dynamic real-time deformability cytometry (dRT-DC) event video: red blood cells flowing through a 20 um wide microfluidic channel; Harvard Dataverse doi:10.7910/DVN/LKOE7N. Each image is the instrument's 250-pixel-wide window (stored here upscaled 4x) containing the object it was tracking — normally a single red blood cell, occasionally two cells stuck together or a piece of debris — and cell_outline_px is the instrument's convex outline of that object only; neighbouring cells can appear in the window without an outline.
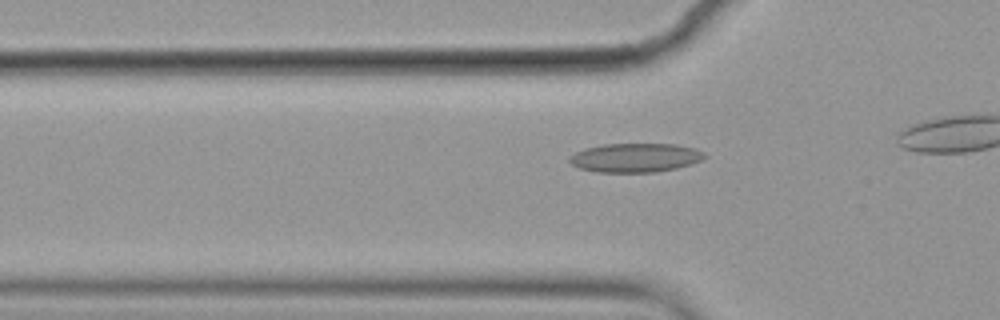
{"species": "common noctule bat (a hibernating species)", "species_latin": "Nyctalus noctula", "temperature_condition": "cold", "stored_images_in_passage": 14, "camera_frame_rate_fps": 3000, "um_per_image_px": 0.085, "animal": {"sex": "female", "body_mass_g": 19.9}, "frame": {"image": 1, "passage_image": 8, "time_ms": 2.333, "image_size_px": [1000, 320], "cell_outline_px": [[708, 156], [692, 164], [676, 168], [656, 172], [596, 172], [580, 168], [572, 164], [568, 160], [568, 156], [584, 148], [604, 144], [676, 144], [696, 148], [704, 152]], "centroid_in_image_um": [54.01, 13.4], "position_along_channel_um": 71.8, "area_um2": 22.95}}
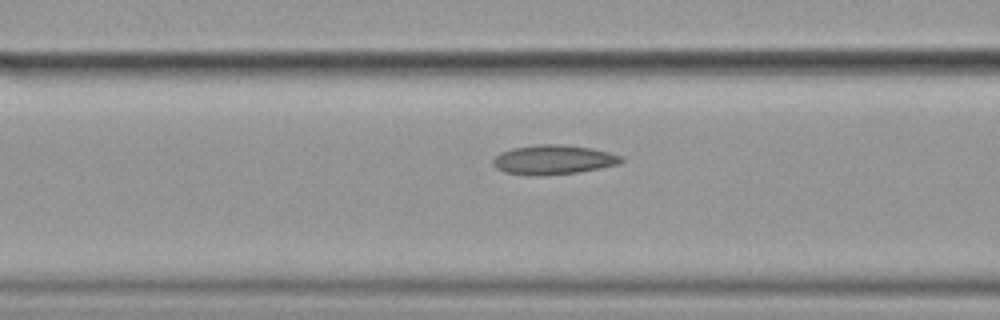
{"frame": {"image": 2, "passage_image": 12, "time_ms": 3.667, "image_size_px": [1000, 320], "cell_outline_px": [[624, 160], [620, 164], [600, 168], [576, 172], [504, 172], [496, 168], [492, 160], [500, 152], [512, 148], [540, 144], [560, 144], [592, 148], [608, 152], [620, 156]], "centroid_in_image_um": [47.08, 13.51], "position_along_channel_um": 119.5, "area_um2": 20.81}}